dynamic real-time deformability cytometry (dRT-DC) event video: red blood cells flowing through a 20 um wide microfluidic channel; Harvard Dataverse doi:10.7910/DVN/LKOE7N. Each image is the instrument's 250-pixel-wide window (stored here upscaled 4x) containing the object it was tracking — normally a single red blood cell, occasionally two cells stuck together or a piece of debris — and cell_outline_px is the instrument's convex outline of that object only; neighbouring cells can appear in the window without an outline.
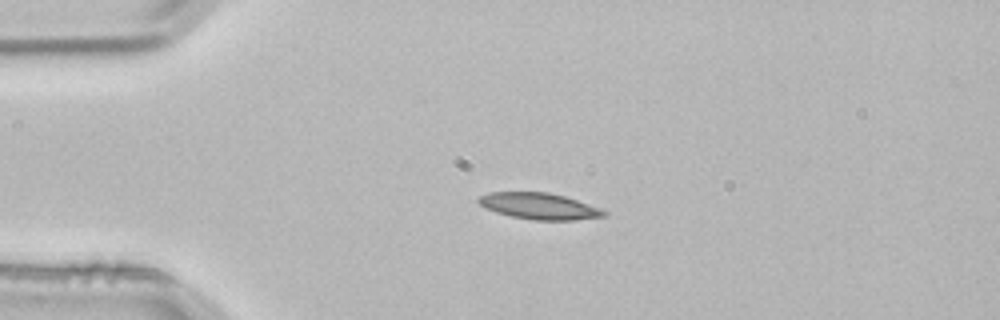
{"species": "common noctule bat (a hibernating species)", "species_latin": "Nyctalus noctula", "temperature_condition": "room temperature", "stored_images_in_passage": 3, "camera_frame_rate_fps": 3000, "um_per_image_px": 0.085, "animal": {"sex": "male", "body_mass_g": 21.5, "forearm_length_mm": 52.0}, "frame": {"image": 1, "passage_image": 2, "time_ms": 0.333, "image_size_px": [1000, 320], "cell_outline_px": [[608, 216], [576, 220], [536, 220], [512, 216], [496, 212], [484, 208], [476, 200], [480, 196], [488, 192], [548, 192], [564, 196], [576, 200], [608, 212]], "centroid_in_image_um": [45.81, 17.52], "position_along_channel_um": 39.2, "area_um2": 19.13}}